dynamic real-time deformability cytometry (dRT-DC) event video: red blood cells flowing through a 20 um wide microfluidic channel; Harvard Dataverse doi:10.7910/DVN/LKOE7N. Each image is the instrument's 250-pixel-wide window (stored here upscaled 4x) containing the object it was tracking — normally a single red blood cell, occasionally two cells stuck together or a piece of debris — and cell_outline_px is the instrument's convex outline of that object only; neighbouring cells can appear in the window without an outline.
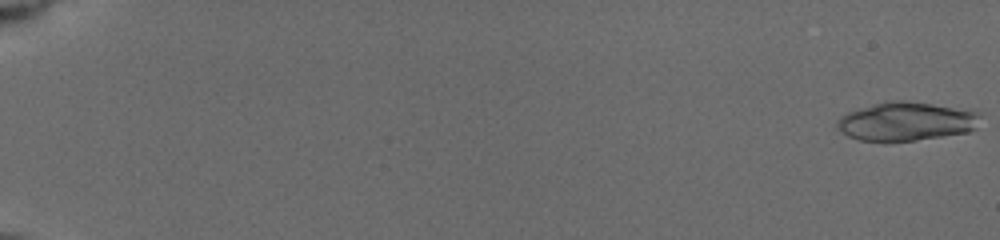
{"species": "common noctule bat (a hibernating species)", "species_latin": "Nyctalus noctula", "temperature_condition": "cold", "stored_images_in_passage": 25, "camera_frame_rate_fps": 3000, "um_per_image_px": 0.085, "animal": {"sex": "female", "body_mass_g": 19.5, "forearm_length_mm": 54.1}, "frame": {"image": 1, "passage_image": 1, "time_ms": 0.0, "image_size_px": [1000, 240], "cell_outline_px": [[984, 112], [976, 128], [968, 132], [916, 140], [884, 144], [860, 140], [848, 136], [840, 132], [836, 124], [836, 120], [840, 116], [848, 112], [872, 104], [892, 100], [900, 100], [972, 108]], "centroid_in_image_um": [77.08, 10.33], "position_along_channel_um": 7.9, "area_um2": 33.52}}
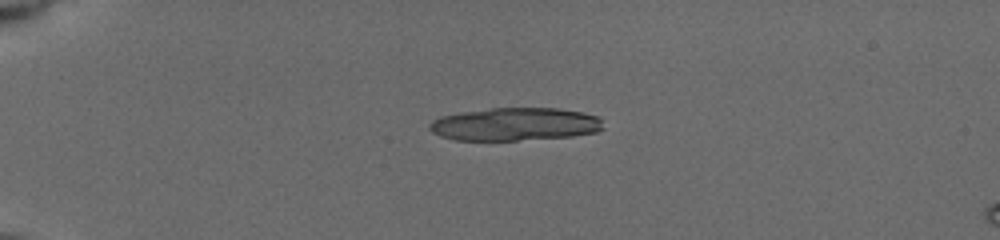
{"frame": {"image": 2, "passage_image": 17, "time_ms": 4.667, "image_size_px": [1000, 240], "cell_outline_px": [[604, 128], [596, 132], [572, 136], [516, 140], [456, 140], [440, 136], [432, 132], [428, 128], [428, 124], [432, 120], [440, 116], [464, 112], [492, 108], [556, 108], [580, 112], [596, 116], [600, 120]], "centroid_in_image_um": [43.73, 10.56], "position_along_channel_um": 41.3, "area_um2": 33.18}}